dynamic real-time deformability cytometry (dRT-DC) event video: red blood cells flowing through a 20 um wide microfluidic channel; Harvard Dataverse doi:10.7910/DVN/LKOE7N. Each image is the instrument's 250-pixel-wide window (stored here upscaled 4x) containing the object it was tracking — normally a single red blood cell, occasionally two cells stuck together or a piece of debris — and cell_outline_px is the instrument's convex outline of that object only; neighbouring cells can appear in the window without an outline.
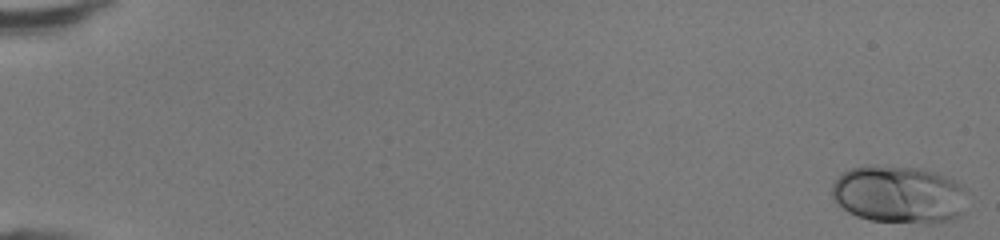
{"species": "human", "species_latin": "Homo sapiens", "temperature_condition": "room temperature", "stored_images_in_passage": 48, "camera_frame_rate_fps": 3000, "um_per_image_px": 0.085, "donor": {"sex": "female"}, "frame": {"image": 1, "passage_image": 1, "time_ms": 0.0, "image_size_px": [1000, 240], "cell_outline_px": [[968, 188], [960, 212], [956, 216], [944, 220], [924, 224], [872, 220], [856, 216], [848, 212], [832, 200], [832, 184], [844, 172], [852, 168], [872, 164], [916, 168], [932, 172], [956, 180]], "centroid_in_image_um": [76.37, 16.52], "position_along_channel_um": 8.6, "area_um2": 45.37}}
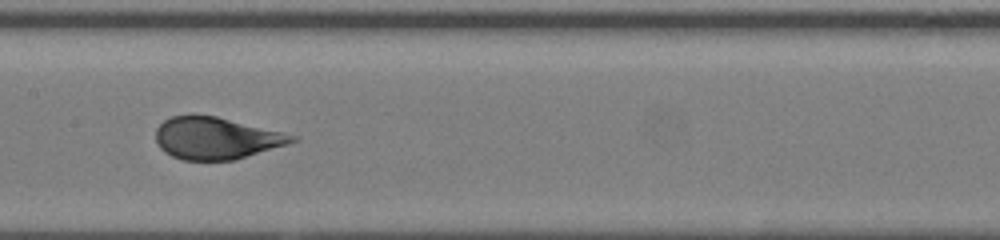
{"frame": {"image": 2, "passage_image": 26, "time_ms": 8.333, "image_size_px": [1000, 240], "cell_outline_px": [[300, 140], [288, 144], [232, 160], [184, 160], [172, 156], [164, 152], [160, 148], [156, 140], [156, 128], [164, 120], [172, 116], [192, 112], [216, 116], [284, 132], [296, 136]], "centroid_in_image_um": [18.34, 11.71], "position_along_channel_um": 189.1, "area_um2": 33.64}}
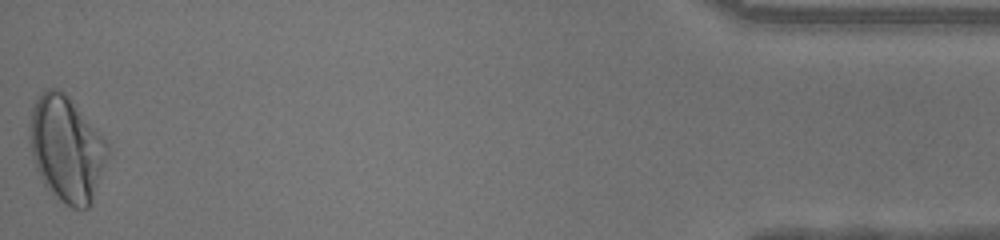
{"frame": {"image": 3, "passage_image": 48, "time_ms": 15.667, "image_size_px": [1000, 240], "cell_outline_px": [[108, 156], [92, 204], [88, 208], [72, 208], [60, 200], [44, 184], [32, 160], [28, 140], [28, 124], [32, 108], [36, 100], [44, 88], [60, 88], [68, 96], [104, 140], [108, 148]], "centroid_in_image_um": [5.61, 12.65], "position_along_channel_um": 429.6, "area_um2": 47.8}, "authors_computed_cell_mechanics": {"area_um2": 35.4314, "velocity_mm_per_s": 4.3752, "shape_relaxation_time_tau1_ms": 3.996, "shape_relaxation_time_tau2_ms": null, "deformation_change_tau1": 0.1753, "deformation_change_tau2": null}}